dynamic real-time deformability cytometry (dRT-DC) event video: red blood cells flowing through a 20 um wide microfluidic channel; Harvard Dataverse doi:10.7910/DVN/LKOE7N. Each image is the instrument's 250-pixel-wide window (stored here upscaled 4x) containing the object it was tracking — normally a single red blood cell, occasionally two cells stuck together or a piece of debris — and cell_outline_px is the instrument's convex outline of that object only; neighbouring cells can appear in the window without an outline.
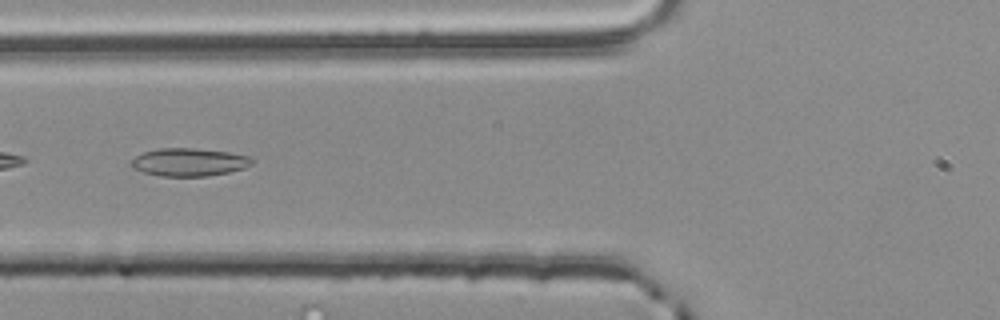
{"species": "common noctule bat (a hibernating species)", "species_latin": "Nyctalus noctula", "temperature_condition": "room temperature", "stored_images_in_passage": 36, "camera_frame_rate_fps": 3000, "um_per_image_px": 0.085, "animal": {"sex": "male", "body_mass_g": 20.4}, "frame": {"image": 1, "passage_image": 6, "time_ms": 1.667, "image_size_px": [1000, 320], "cell_outline_px": [[256, 160], [252, 164], [244, 168], [228, 172], [208, 176], [160, 176], [144, 172], [132, 168], [132, 160], [136, 156], [144, 152], [160, 148], [196, 148], [228, 152], [248, 156]], "centroid_in_image_um": [16.1, 13.78], "position_along_channel_um": 109.7, "area_um2": 19.59}}